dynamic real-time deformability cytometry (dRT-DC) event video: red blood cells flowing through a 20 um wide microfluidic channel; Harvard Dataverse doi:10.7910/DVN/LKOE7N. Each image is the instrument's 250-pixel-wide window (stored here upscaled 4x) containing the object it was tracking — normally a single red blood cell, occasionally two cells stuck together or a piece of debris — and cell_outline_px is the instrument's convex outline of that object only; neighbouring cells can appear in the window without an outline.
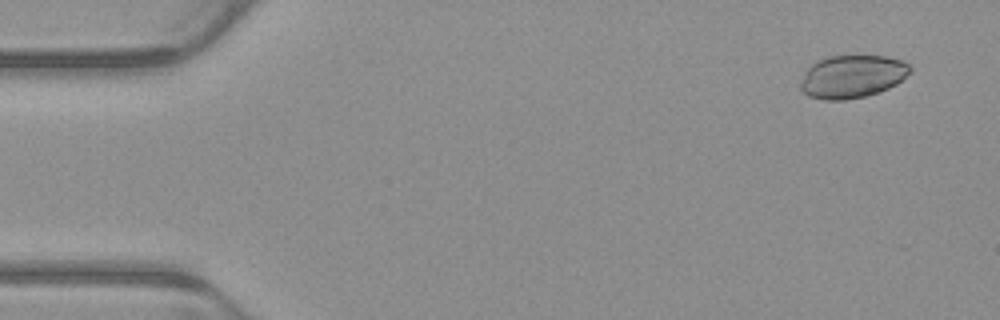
{"species": "common noctule bat (a hibernating species)", "species_latin": "Nyctalus noctula", "temperature_condition": "warm", "stored_images_in_passage": 4, "camera_frame_rate_fps": 3000, "um_per_image_px": 0.085, "animal": {"sex": "male", "body_mass_g": 23.1, "forearm_length_mm": 52.7}, "frame": {"image": 1, "passage_image": 1, "time_ms": 0.0, "image_size_px": [1000, 320], "cell_outline_px": [[912, 72], [896, 84], [888, 88], [864, 96], [844, 100], [824, 100], [808, 96], [800, 88], [800, 84], [804, 72], [816, 60], [828, 56], [884, 56], [900, 60], [908, 64], [912, 68]], "centroid_in_image_um": [72.42, 6.5], "position_along_channel_um": 12.6, "area_um2": 27.34}}